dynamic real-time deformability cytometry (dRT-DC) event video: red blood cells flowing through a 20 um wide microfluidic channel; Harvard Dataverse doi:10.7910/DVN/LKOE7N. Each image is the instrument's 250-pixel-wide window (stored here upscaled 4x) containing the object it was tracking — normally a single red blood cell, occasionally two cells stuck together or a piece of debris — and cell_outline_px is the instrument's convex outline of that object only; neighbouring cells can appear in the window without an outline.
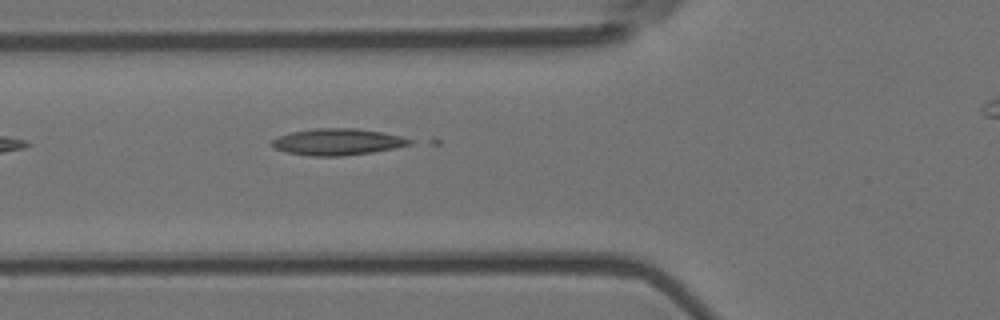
{"species": "Egyptian fruit bat (a non-hibernating species)", "species_latin": "Rousettus aegyptiacus", "temperature_condition": "room temperature", "stored_images_in_passage": 3, "camera_frame_rate_fps": 3000, "um_per_image_px": 0.085, "animal": {"sex": "female"}, "frame": {"image": 1, "passage_image": 2, "time_ms": 0.333, "image_size_px": [1000, 320], "cell_outline_px": [[412, 144], [372, 152], [344, 156], [308, 156], [288, 152], [276, 148], [272, 144], [272, 140], [280, 136], [292, 132], [316, 128], [356, 128], [380, 132], [400, 136], [412, 140]], "centroid_in_image_um": [28.69, 12.06], "position_along_channel_um": 97.1, "area_um2": 20.98}}